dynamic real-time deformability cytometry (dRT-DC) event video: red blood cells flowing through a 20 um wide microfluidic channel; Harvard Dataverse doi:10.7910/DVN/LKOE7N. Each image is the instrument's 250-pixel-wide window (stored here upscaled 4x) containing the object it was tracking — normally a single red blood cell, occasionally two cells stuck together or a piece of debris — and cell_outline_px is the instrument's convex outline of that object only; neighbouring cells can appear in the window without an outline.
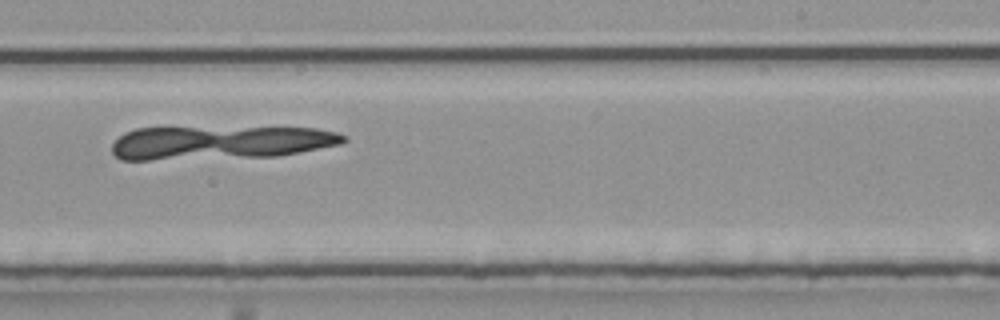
{"species": "common noctule bat (a hibernating species)", "species_latin": "Nyctalus noctula", "temperature_condition": "room temperature", "stored_images_in_passage": 34, "camera_frame_rate_fps": 3000, "um_per_image_px": 0.085, "animal": {"sex": "male", "body_mass_g": 20.4}, "frame": {"image": 1, "passage_image": 19, "time_ms": 6.0, "image_size_px": [1000, 320], "cell_outline_px": [[348, 140], [340, 144], [300, 152], [276, 156], [148, 160], [120, 160], [112, 152], [112, 144], [124, 132], [136, 128], [316, 128], [336, 132], [344, 136]], "centroid_in_image_um": [18.67, 12.12], "position_along_channel_um": 270.3, "area_um2": 44.97}}
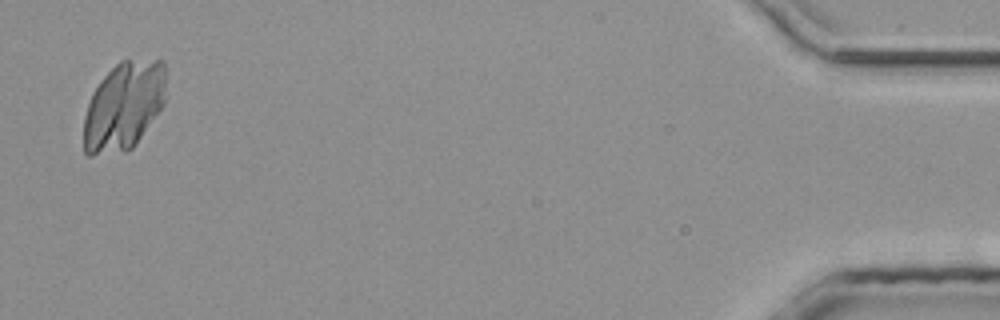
{"frame": {"image": 2, "passage_image": 33, "time_ms": 10.667, "image_size_px": [1000, 320], "cell_outline_px": [[164, 104], [136, 144], [128, 152], [92, 156], [88, 156], [84, 152], [84, 116], [92, 92], [100, 80], [120, 60], [164, 60]], "centroid_in_image_um": [10.49, 9.05], "position_along_channel_um": 424.7, "area_um2": 42.48}}